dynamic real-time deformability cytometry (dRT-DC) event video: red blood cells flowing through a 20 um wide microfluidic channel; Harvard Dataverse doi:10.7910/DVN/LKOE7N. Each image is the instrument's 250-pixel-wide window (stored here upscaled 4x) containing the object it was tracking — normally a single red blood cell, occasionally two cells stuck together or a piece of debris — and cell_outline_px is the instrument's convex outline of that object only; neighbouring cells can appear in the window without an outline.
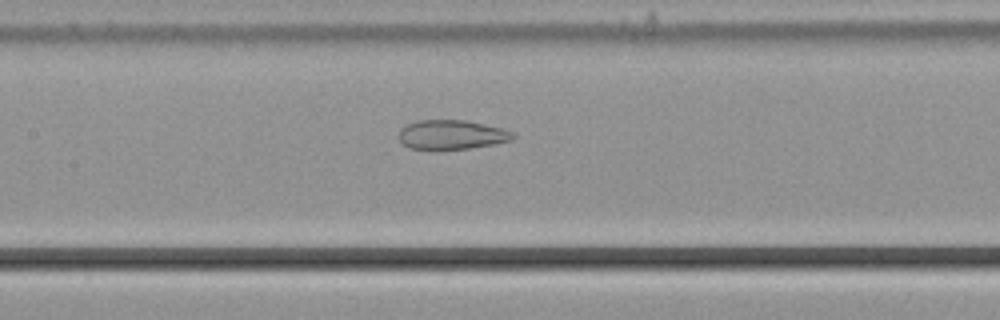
{"species": "common noctule bat (a hibernating species)", "species_latin": "Nyctalus noctula", "temperature_condition": "cold", "stored_images_in_passage": 30, "camera_frame_rate_fps": 3000, "um_per_image_px": 0.085, "animal": {"sex": "male", "body_mass_g": 21.5, "forearm_length_mm": 52.0}, "frame": {"image": 1, "passage_image": 9, "time_ms": 2.667, "image_size_px": [1000, 320], "cell_outline_px": [[516, 136], [512, 140], [492, 144], [468, 148], [408, 148], [400, 140], [400, 128], [416, 120], [464, 120], [504, 128], [516, 132]], "centroid_in_image_um": [38.44, 11.42], "position_along_channel_um": 169.0, "area_um2": 19.25}}
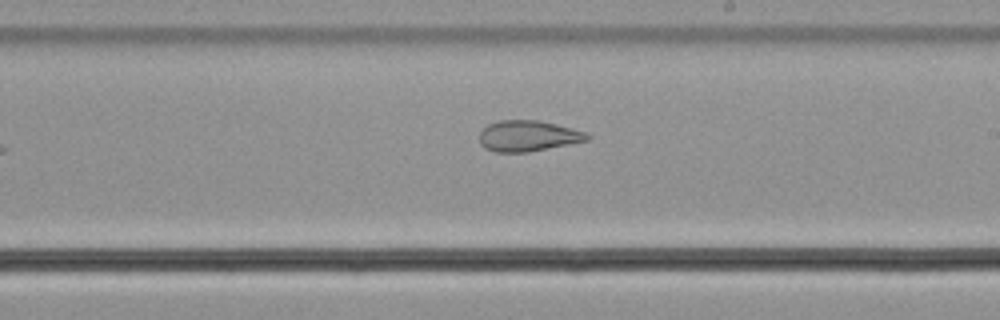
{"frame": {"image": 2, "passage_image": 15, "time_ms": 4.667, "image_size_px": [1000, 320], "cell_outline_px": [[592, 136], [588, 140], [528, 152], [496, 152], [484, 148], [480, 144], [480, 132], [488, 124], [500, 120], [540, 120], [588, 132]], "centroid_in_image_um": [44.89, 11.55], "position_along_channel_um": 244.1, "area_um2": 19.42}}
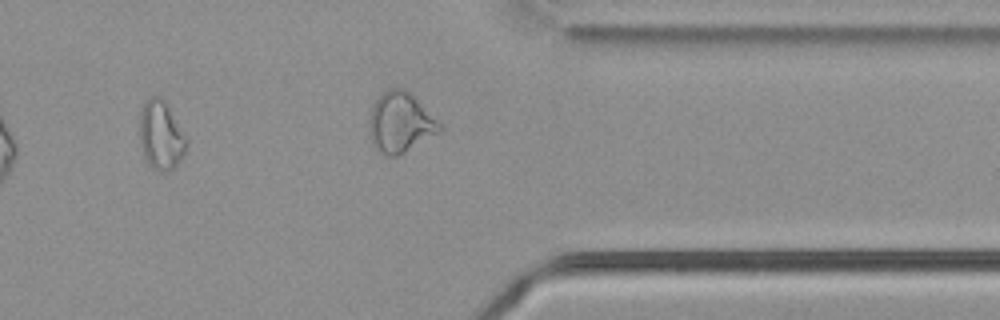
{"frame": {"image": 3, "passage_image": 26, "time_ms": 8.333, "image_size_px": [1000, 320], "cell_outline_px": [[188, 144], [184, 152], [176, 164], [168, 172], [152, 168], [148, 164], [144, 156], [140, 140], [140, 112], [144, 104], [156, 92], [164, 100], [188, 140]], "centroid_in_image_um": [13.67, 11.48], "position_along_channel_um": 397.7, "area_um2": 18.5}, "authors_computed_cell_mechanics": {"area_um2": 19.8543, "velocity_mm_per_s": 3.7753, "shape_relaxation_time_tau1_ms": null, "shape_relaxation_time_tau2_ms": 1.9516, "deformation_change_tau1": null, "deformation_change_tau2": 0.1003}}